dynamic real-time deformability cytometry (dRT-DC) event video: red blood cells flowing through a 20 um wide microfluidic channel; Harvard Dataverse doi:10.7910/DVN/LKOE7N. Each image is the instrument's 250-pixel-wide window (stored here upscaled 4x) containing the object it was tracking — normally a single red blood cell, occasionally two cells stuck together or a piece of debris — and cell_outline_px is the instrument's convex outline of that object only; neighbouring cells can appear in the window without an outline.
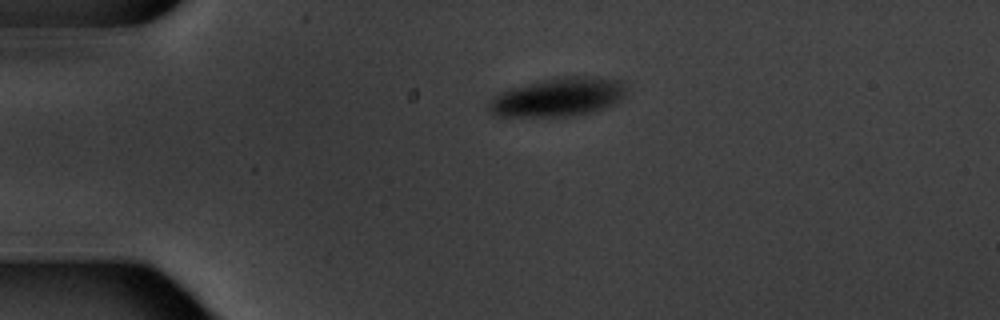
{"species": "common noctule bat (a hibernating species)", "species_latin": "Nyctalus noctula", "temperature_condition": "warm", "stored_images_in_passage": 2, "camera_frame_rate_fps": 3000, "um_per_image_px": 0.085, "animal": {"sex": "male", "body_mass_g": 20.1, "forearm_length_mm": 53.5}, "frame": {"image": 1, "passage_image": 1, "time_ms": 0.0, "image_size_px": [1000, 320], "cell_outline_px": [[628, 92], [620, 100], [604, 108], [576, 116], [492, 116], [488, 112], [488, 100], [500, 92], [508, 88], [560, 76], [588, 76], [624, 80]], "centroid_in_image_um": [47.44, 8.25], "position_along_channel_um": 37.6, "area_um2": 31.44}}